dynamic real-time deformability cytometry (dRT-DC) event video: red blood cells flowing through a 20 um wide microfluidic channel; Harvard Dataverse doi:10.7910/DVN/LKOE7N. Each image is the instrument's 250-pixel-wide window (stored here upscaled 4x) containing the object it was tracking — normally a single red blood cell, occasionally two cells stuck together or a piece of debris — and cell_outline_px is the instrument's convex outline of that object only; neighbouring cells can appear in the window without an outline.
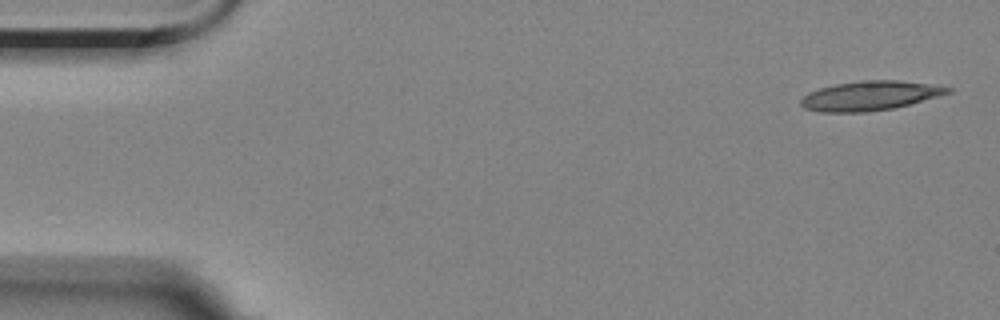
{"species": "Egyptian fruit bat (a non-hibernating species)", "species_latin": "Rousettus aegyptiacus", "temperature_condition": "room temperature", "stored_images_in_passage": 5, "camera_frame_rate_fps": 3000, "um_per_image_px": 0.085, "animal": {"sex": "female"}, "frame": {"image": 1, "passage_image": 1, "time_ms": 0.0, "image_size_px": [1000, 320], "cell_outline_px": [[952, 92], [908, 104], [892, 108], [864, 112], [820, 112], [804, 108], [800, 104], [800, 100], [808, 92], [820, 88], [836, 84], [860, 80], [896, 80], [936, 84], [952, 88]], "centroid_in_image_um": [73.94, 8.12], "position_along_channel_um": 11.1, "area_um2": 25.09}}
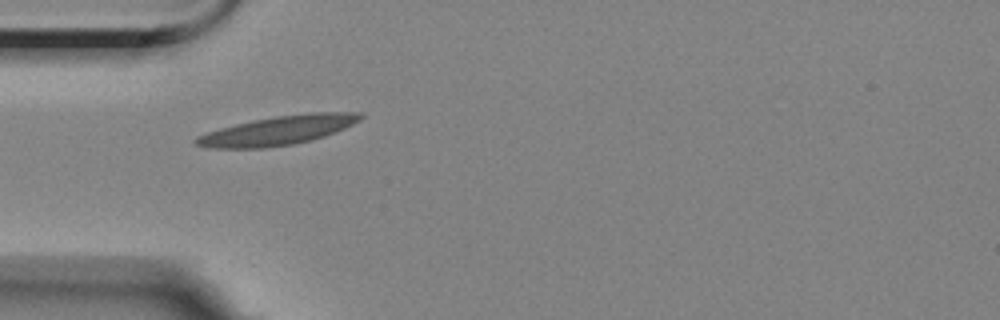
{"frame": {"image": 2, "passage_image": 4, "time_ms": 4.667, "image_size_px": [1000, 320], "cell_outline_px": [[364, 116], [360, 120], [344, 128], [324, 136], [292, 144], [264, 148], [208, 148], [196, 144], [192, 140], [196, 136], [220, 128], [252, 120], [276, 116], [308, 112], [364, 112]], "centroid_in_image_um": [23.62, 11.07], "position_along_channel_um": 61.4, "area_um2": 27.69}}
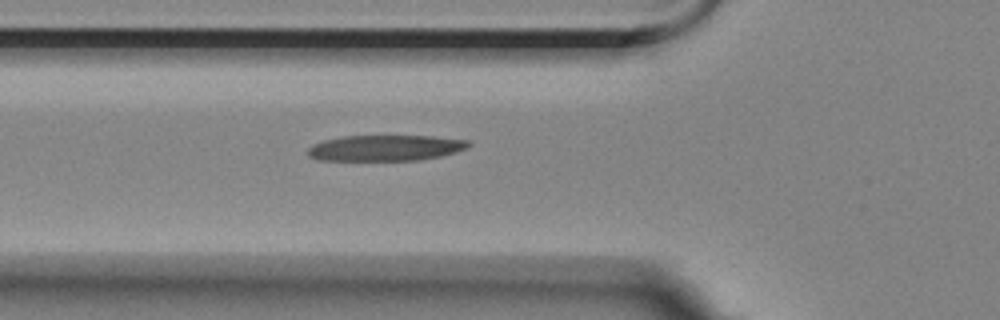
{"frame": {"image": 3, "passage_image": 5, "time_ms": 5.667, "image_size_px": [1000, 320], "cell_outline_px": [[472, 144], [456, 152], [440, 156], [420, 160], [316, 160], [308, 156], [308, 148], [312, 144], [324, 140], [344, 136], [432, 136], [468, 140]], "centroid_in_image_um": [32.73, 12.57], "position_along_channel_um": 93.1, "area_um2": 24.16}}